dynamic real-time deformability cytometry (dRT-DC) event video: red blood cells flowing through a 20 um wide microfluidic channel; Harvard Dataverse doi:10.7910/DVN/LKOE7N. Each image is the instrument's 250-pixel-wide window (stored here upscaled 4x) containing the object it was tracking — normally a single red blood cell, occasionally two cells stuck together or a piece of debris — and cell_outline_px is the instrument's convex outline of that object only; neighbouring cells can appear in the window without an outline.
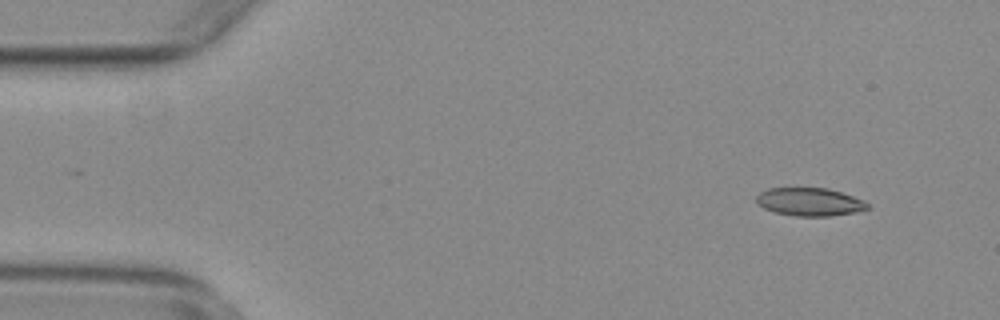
{"species": "common noctule bat (a hibernating species)", "species_latin": "Nyctalus noctula", "temperature_condition": "warm", "stored_images_in_passage": 54, "camera_frame_rate_fps": 3000, "um_per_image_px": 0.085, "animal": {"sex": "female", "body_mass_g": 29.2, "forearm_length_mm": 56.3}, "frame": {"image": 1, "passage_image": 5, "time_ms": 1.333, "image_size_px": [1000, 320], "cell_outline_px": [[868, 208], [856, 212], [828, 216], [796, 216], [776, 212], [764, 208], [756, 204], [756, 196], [760, 192], [768, 188], [828, 188], [864, 200], [868, 204]], "centroid_in_image_um": [68.79, 17.15], "position_along_channel_um": 16.2, "area_um2": 18.09}}
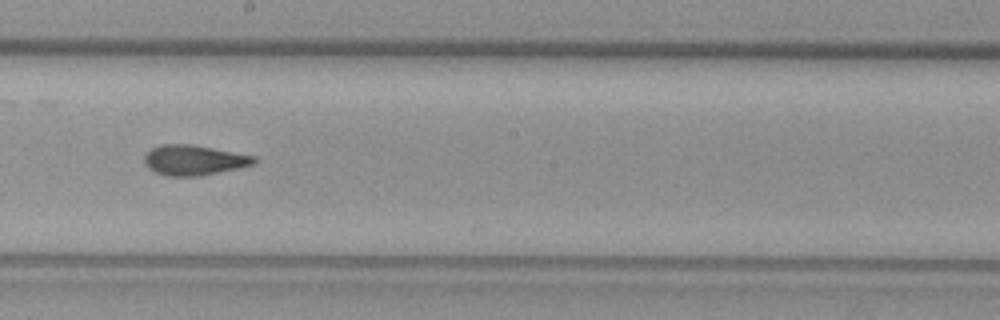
{"frame": {"image": 2, "passage_image": 30, "time_ms": 9.667, "image_size_px": [1000, 320], "cell_outline_px": [[256, 164], [200, 176], [164, 176], [148, 168], [144, 164], [144, 156], [152, 148], [160, 144], [192, 144], [256, 156]], "centroid_in_image_um": [16.47, 13.61], "position_along_channel_um": 231.7, "area_um2": 19.36}}
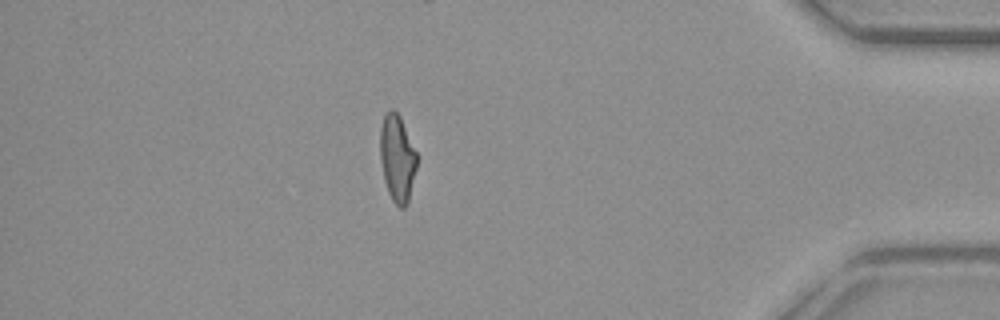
{"frame": {"image": 3, "passage_image": 47, "time_ms": 15.333, "image_size_px": [1000, 320], "cell_outline_px": [[416, 168], [408, 204], [404, 208], [400, 208], [392, 200], [388, 192], [384, 180], [380, 160], [380, 128], [384, 116], [392, 108], [400, 116], [416, 152]], "centroid_in_image_um": [33.75, 13.48], "position_along_channel_um": 401.4, "area_um2": 18.5}, "authors_computed_cell_mechanics": {"area_um2": 18.9584, "velocity_mm_per_s": 3.8074, "shape_relaxation_time_tau1_ms": null, "shape_relaxation_time_tau2_ms": 2.2072, "deformation_change_tau1": null, "deformation_change_tau2": 0.0888}}